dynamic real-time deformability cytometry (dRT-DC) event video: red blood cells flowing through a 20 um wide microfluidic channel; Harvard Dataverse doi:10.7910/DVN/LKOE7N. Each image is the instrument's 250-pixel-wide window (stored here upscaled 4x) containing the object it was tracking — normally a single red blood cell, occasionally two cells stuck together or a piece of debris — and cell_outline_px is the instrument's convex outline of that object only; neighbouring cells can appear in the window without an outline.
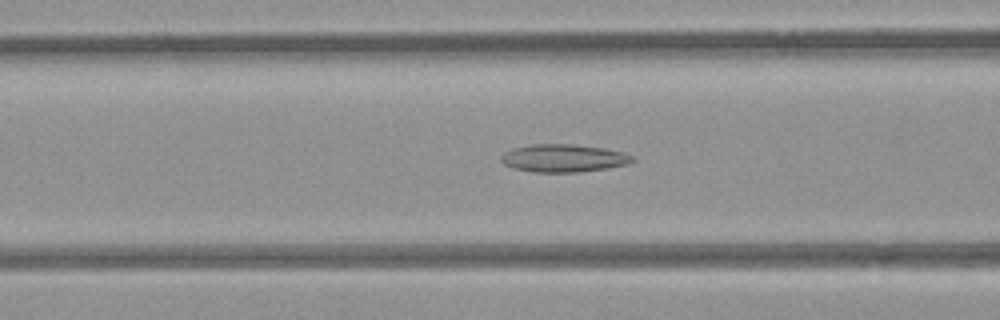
{"species": "common noctule bat (a hibernating species)", "species_latin": "Nyctalus noctula", "temperature_condition": "room temperature", "stored_images_in_passage": 48, "camera_frame_rate_fps": 3000, "um_per_image_px": 0.085, "animal": {"sex": "female", "body_mass_g": 21.9}, "frame": {"image": 1, "passage_image": 16, "time_ms": 5.0, "image_size_px": [1000, 320], "cell_outline_px": [[636, 160], [628, 164], [608, 168], [580, 172], [532, 172], [512, 168], [504, 164], [500, 160], [500, 156], [504, 152], [512, 148], [532, 144], [572, 144], [604, 148], [624, 152], [632, 156]], "centroid_in_image_um": [47.89, 13.44], "position_along_channel_um": 118.7, "area_um2": 21.5}}
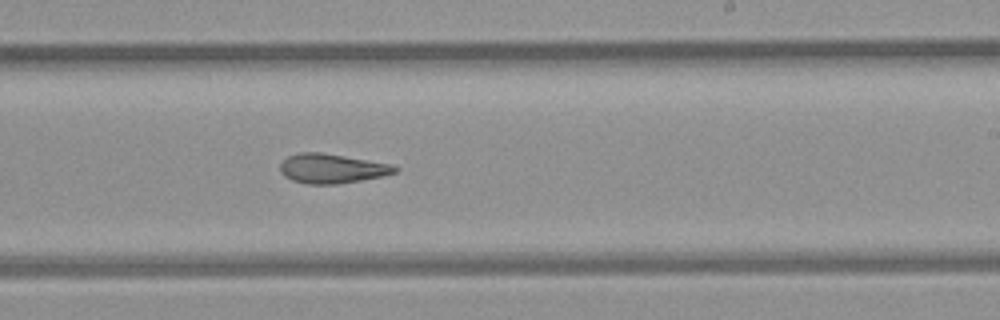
{"frame": {"image": 2, "passage_image": 27, "time_ms": 8.667, "image_size_px": [1000, 320], "cell_outline_px": [[400, 168], [396, 172], [384, 176], [336, 184], [308, 184], [292, 180], [284, 176], [280, 172], [280, 164], [288, 156], [300, 152], [320, 152], [392, 164]], "centroid_in_image_um": [28.21, 14.32], "position_along_channel_um": 260.8, "area_um2": 19.65}}
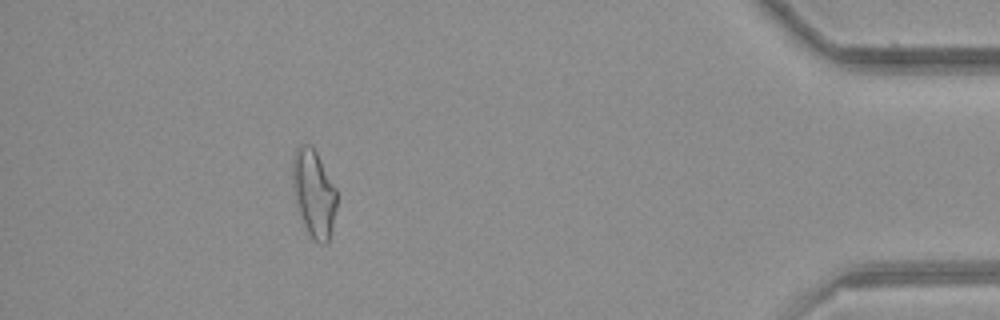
{"frame": {"image": 3, "passage_image": 43, "time_ms": 14.0, "image_size_px": [1000, 320], "cell_outline_px": [[336, 208], [328, 244], [320, 244], [308, 232], [296, 208], [292, 176], [292, 156], [296, 148], [300, 144], [312, 144], [336, 188]], "centroid_in_image_um": [26.65, 16.39], "position_along_channel_um": 408.5, "area_um2": 22.54}, "authors_computed_cell_mechanics": {"area_um2": 21.097, "velocity_mm_per_s": 3.8698, "shape_relaxation_time_tau1_ms": null, "shape_relaxation_time_tau2_ms": 5.7595, "deformation_change_tau1": null, "deformation_change_tau2": 0.1597}}